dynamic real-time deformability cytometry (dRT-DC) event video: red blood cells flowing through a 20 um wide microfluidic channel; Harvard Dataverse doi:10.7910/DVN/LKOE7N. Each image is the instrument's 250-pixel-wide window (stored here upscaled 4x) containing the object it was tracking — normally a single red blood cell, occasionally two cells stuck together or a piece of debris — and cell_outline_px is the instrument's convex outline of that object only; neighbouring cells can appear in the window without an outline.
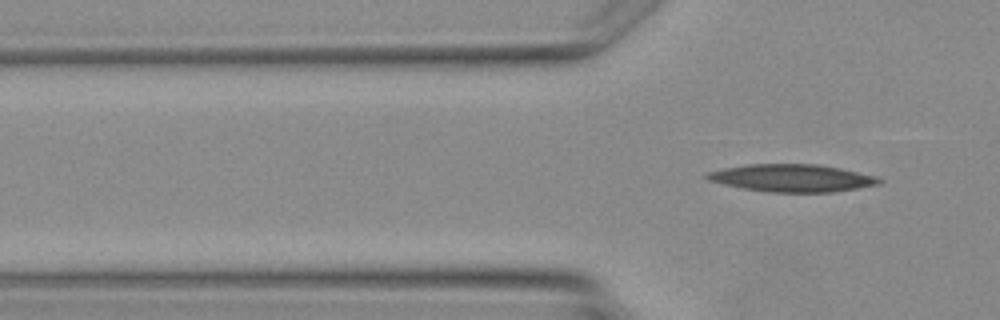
{"species": "Egyptian fruit bat (a non-hibernating species)", "species_latin": "Rousettus aegyptiacus", "temperature_condition": "warm", "stored_images_in_passage": 2, "camera_frame_rate_fps": 3000, "um_per_image_px": 0.085, "animal": {"sex": "female"}, "frame": {"image": 1, "passage_image": 2, "time_ms": 1.333, "image_size_px": [1000, 320], "cell_outline_px": [[884, 180], [880, 184], [832, 192], [768, 192], [740, 188], [708, 180], [704, 176], [708, 172], [724, 168], [748, 164], [816, 164], [840, 168], [876, 176]], "centroid_in_image_um": [67.32, 15.13], "position_along_channel_um": 58.5, "area_um2": 27.51}}